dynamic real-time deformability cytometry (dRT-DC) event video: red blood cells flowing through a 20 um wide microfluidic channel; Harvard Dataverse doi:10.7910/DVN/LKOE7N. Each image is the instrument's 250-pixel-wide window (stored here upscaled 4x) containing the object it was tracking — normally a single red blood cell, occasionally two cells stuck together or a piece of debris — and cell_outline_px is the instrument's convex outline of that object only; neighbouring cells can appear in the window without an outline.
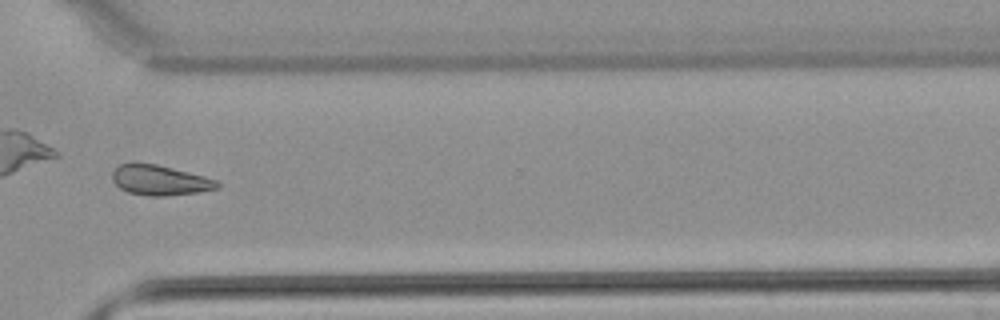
{"species": "common noctule bat (a hibernating species)", "species_latin": "Nyctalus noctula", "temperature_condition": "warm", "stored_images_in_passage": 28, "camera_frame_rate_fps": 3000, "um_per_image_px": 0.085, "animal": {"sex": "male", "body_mass_g": 21.5, "forearm_length_mm": 52.0}, "frame": {"image": 1, "passage_image": 20, "time_ms": 6.333, "image_size_px": [1000, 320], "cell_outline_px": [[220, 188], [196, 192], [164, 196], [148, 196], [128, 192], [120, 188], [112, 180], [112, 172], [120, 164], [132, 160], [156, 164], [204, 176], [216, 180], [220, 184]], "centroid_in_image_um": [13.54, 15.29], "position_along_channel_um": 357.1, "area_um2": 18.61}}